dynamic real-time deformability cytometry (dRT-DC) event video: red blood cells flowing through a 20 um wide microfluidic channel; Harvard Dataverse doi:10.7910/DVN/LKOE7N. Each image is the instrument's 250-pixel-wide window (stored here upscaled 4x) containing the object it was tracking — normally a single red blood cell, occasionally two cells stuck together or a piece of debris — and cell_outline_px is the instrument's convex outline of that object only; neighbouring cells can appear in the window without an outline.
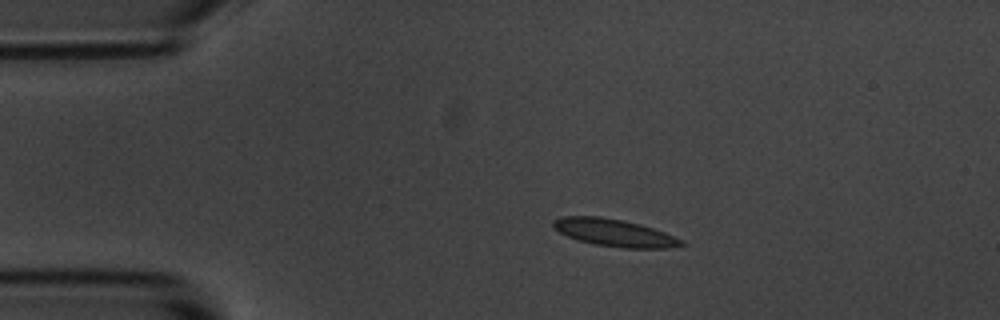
{"species": "common noctule bat (a hibernating species)", "species_latin": "Nyctalus noctula", "temperature_condition": "room temperature", "stored_images_in_passage": 14, "camera_frame_rate_fps": 3000, "um_per_image_px": 0.085, "animal": {"sex": "male", "body_mass_g": 20.1, "forearm_length_mm": 53.5}, "frame": {"image": 1, "passage_image": 3, "time_ms": 2.333, "image_size_px": [1000, 320], "cell_outline_px": [[684, 244], [668, 248], [620, 248], [596, 244], [576, 240], [552, 228], [552, 220], [564, 216], [600, 216], [640, 224], [664, 232], [684, 240]], "centroid_in_image_um": [52.19, 19.78], "position_along_channel_um": 32.8, "area_um2": 20.35}}
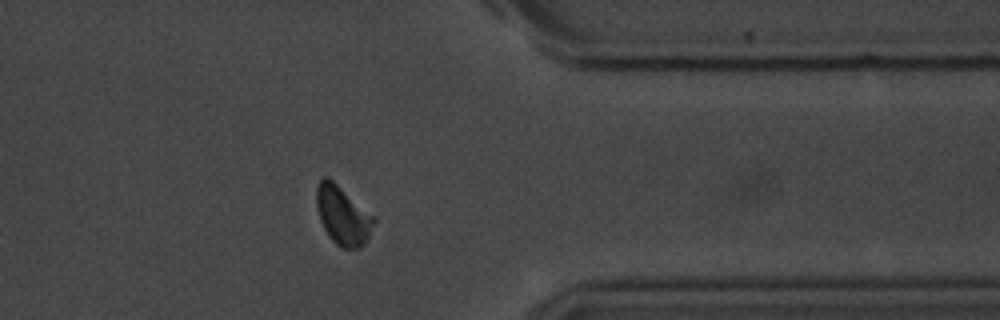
{"frame": {"image": 2, "passage_image": 12, "time_ms": 13.333, "image_size_px": [1000, 320], "cell_outline_px": [[376, 220], [364, 244], [360, 248], [340, 248], [328, 236], [320, 220], [316, 208], [316, 188], [320, 180], [324, 176], [328, 176], [376, 216]], "centroid_in_image_um": [29.13, 18.29], "position_along_channel_um": 382.3, "area_um2": 19.88}}
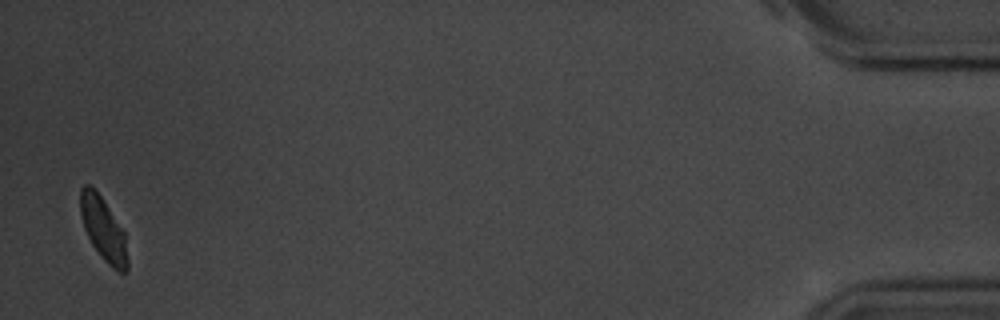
{"frame": {"image": 3, "passage_image": 14, "time_ms": 16.667, "image_size_px": [1000, 320], "cell_outline_px": [[128, 272], [120, 272], [112, 268], [100, 256], [92, 244], [84, 228], [80, 212], [80, 188], [84, 184], [88, 184], [100, 196], [124, 232], [128, 260]], "centroid_in_image_um": [8.78, 19.51], "position_along_channel_um": 426.4, "area_um2": 17.11}, "authors_computed_cell_mechanics": {"area_um2": 19.4208, "velocity_mm_per_s": 3.6627, "shape_relaxation_time_tau1_ms": 2.9467, "shape_relaxation_time_tau2_ms": 2.1944, "deformation_change_tau1": 0.1049, "deformation_change_tau2": 0.068}}